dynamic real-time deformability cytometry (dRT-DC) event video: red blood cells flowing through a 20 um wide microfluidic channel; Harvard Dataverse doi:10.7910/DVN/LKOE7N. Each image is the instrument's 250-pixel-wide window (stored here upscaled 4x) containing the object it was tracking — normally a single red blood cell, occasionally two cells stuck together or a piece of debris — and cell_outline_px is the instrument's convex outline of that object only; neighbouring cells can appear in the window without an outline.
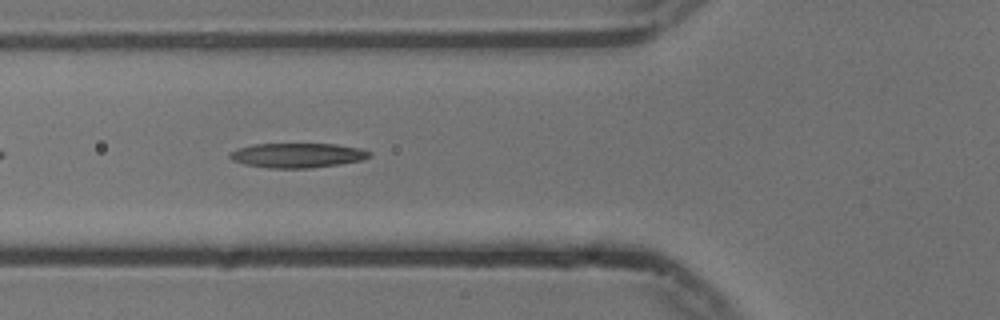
{"species": "common noctule bat (a hibernating species)", "species_latin": "Nyctalus noctula", "temperature_condition": "cold", "stored_images_in_passage": 42, "camera_frame_rate_fps": 3000, "um_per_image_px": 0.085, "animal": {"sex": "male", "body_mass_g": 13.3}, "frame": {"image": 1, "passage_image": 6, "time_ms": 1.667, "image_size_px": [1000, 320], "cell_outline_px": [[372, 156], [364, 160], [340, 164], [308, 168], [268, 168], [244, 164], [232, 160], [228, 156], [236, 148], [252, 144], [336, 144], [364, 148], [372, 152]], "centroid_in_image_um": [25.33, 13.2], "position_along_channel_um": 100.5, "area_um2": 20.29}}
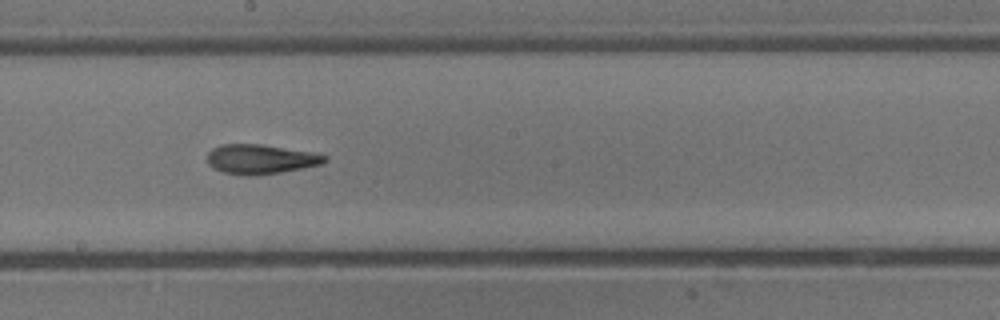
{"frame": {"image": 2, "passage_image": 16, "time_ms": 5.0, "image_size_px": [1000, 320], "cell_outline_px": [[328, 160], [324, 164], [280, 172], [256, 176], [244, 176], [224, 172], [212, 168], [208, 164], [208, 152], [212, 148], [220, 144], [260, 144], [312, 152], [328, 156]], "centroid_in_image_um": [22.15, 13.53], "position_along_channel_um": 226.1, "area_um2": 20.4}}
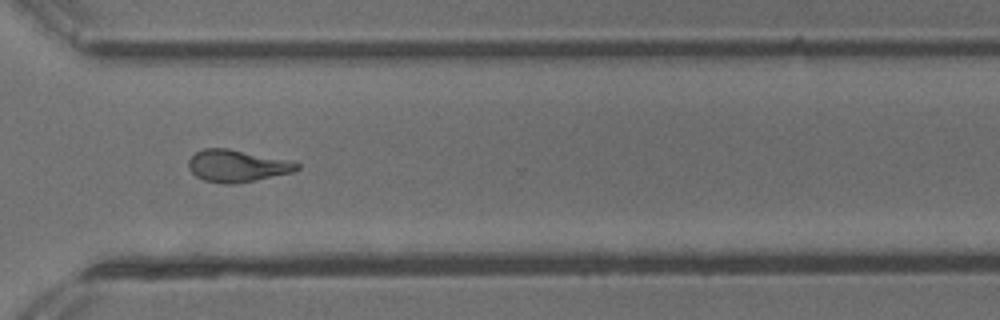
{"frame": {"image": 3, "passage_image": 26, "time_ms": 8.333, "image_size_px": [1000, 320], "cell_outline_px": [[300, 168], [292, 172], [256, 180], [236, 184], [224, 184], [204, 180], [196, 176], [188, 168], [188, 160], [196, 152], [204, 148], [228, 148], [292, 160], [300, 164]], "centroid_in_image_um": [20.17, 14.09], "position_along_channel_um": 350.4, "area_um2": 20.46}, "authors_computed_cell_mechanics": {"area_um2": 19.941, "velocity_mm_per_s": 3.7441, "shape_relaxation_time_tau1_ms": 8.599, "shape_relaxation_time_tau2_ms": 4.0472, "deformation_change_tau1": 0.2644, "deformation_change_tau2": 0.1356}}